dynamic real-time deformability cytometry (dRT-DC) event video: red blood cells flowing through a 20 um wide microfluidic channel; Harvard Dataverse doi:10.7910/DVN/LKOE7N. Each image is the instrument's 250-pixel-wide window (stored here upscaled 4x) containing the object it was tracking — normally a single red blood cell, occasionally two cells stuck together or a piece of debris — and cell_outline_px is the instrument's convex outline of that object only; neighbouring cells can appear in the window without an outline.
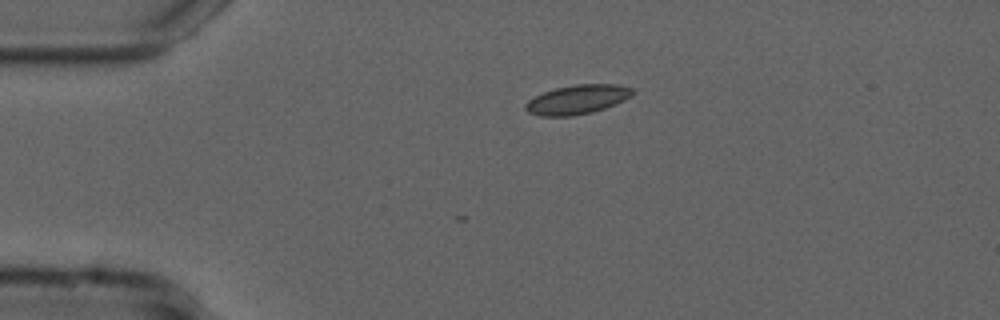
{"species": "common noctule bat (a hibernating species)", "species_latin": "Nyctalus noctula", "temperature_condition": "cold", "stored_images_in_passage": 4, "camera_frame_rate_fps": 3000, "um_per_image_px": 0.085, "animal": {"sex": "male", "forearm_length_mm": 52.5}, "frame": {"image": 1, "passage_image": 1, "time_ms": 0.0, "image_size_px": [1000, 320], "cell_outline_px": [[636, 92], [632, 96], [624, 100], [604, 108], [592, 112], [572, 116], [540, 116], [528, 112], [524, 108], [524, 104], [528, 100], [544, 92], [556, 88], [576, 84], [620, 84], [636, 88]], "centroid_in_image_um": [49.12, 8.45], "position_along_channel_um": 35.9, "area_um2": 18.38}}